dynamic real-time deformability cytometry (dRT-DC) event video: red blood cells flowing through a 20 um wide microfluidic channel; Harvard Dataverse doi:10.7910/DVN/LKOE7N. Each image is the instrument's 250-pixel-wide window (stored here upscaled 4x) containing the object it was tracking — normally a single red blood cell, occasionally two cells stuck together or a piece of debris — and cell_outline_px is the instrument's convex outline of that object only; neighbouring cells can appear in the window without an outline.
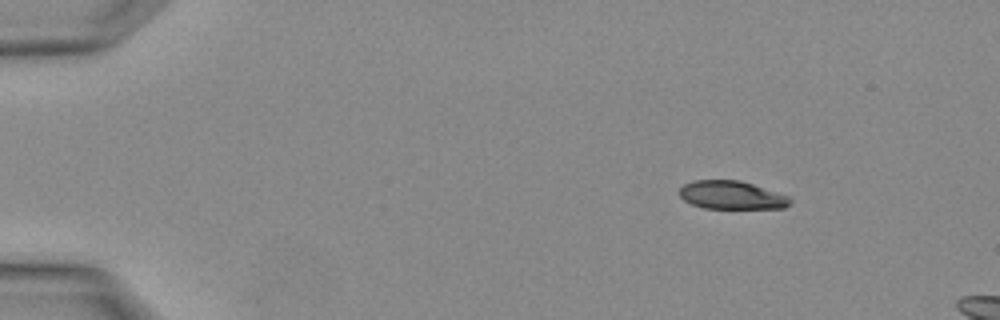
{"species": "Egyptian fruit bat (a non-hibernating species)", "species_latin": "Rousettus aegyptiacus", "temperature_condition": "warm", "stored_images_in_passage": 3, "camera_frame_rate_fps": 3000, "um_per_image_px": 0.085, "animal": {"sex": "female"}, "frame": {"image": 1, "passage_image": 1, "time_ms": 0.0, "image_size_px": [1000, 320], "cell_outline_px": [[792, 200], [784, 208], [704, 208], [692, 204], [684, 200], [680, 196], [680, 188], [684, 184], [692, 180], [740, 180], [788, 196]], "centroid_in_image_um": [62.16, 16.58], "position_along_channel_um": 22.8, "area_um2": 18.03}}